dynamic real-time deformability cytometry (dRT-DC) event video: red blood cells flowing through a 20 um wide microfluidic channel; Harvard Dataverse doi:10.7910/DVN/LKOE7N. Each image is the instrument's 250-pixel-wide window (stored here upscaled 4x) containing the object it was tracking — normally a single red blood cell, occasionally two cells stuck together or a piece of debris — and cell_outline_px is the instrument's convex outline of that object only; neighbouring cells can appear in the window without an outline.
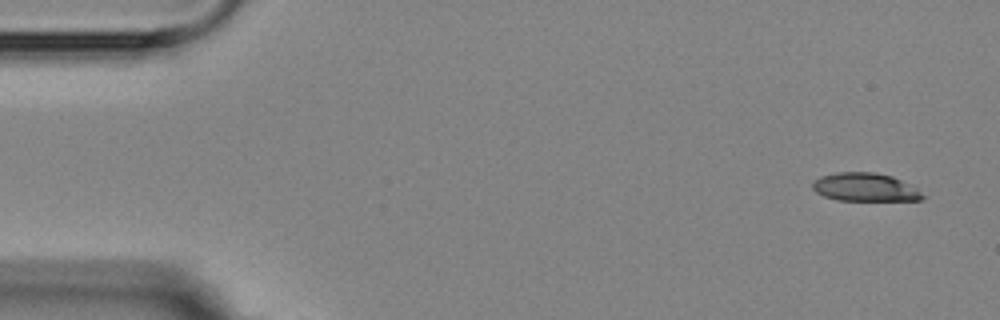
{"species": "Egyptian fruit bat (a non-hibernating species)", "species_latin": "Rousettus aegyptiacus", "temperature_condition": "room temperature", "stored_images_in_passage": 8, "camera_frame_rate_fps": 3000, "um_per_image_px": 0.085, "animal": {"sex": "female"}, "frame": {"image": 1, "passage_image": 1, "time_ms": 0.0, "image_size_px": [1000, 320], "cell_outline_px": [[928, 196], [920, 200], [836, 200], [824, 196], [816, 192], [812, 188], [812, 184], [820, 176], [836, 172], [876, 172], [892, 176], [916, 188]], "centroid_in_image_um": [73.54, 15.91], "position_along_channel_um": 11.5, "area_um2": 18.15}}
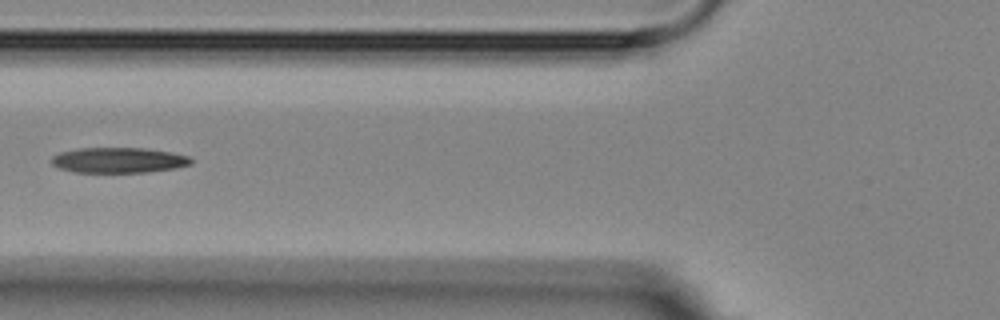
{"frame": {"image": 2, "passage_image": 6, "time_ms": 6.0, "image_size_px": [1000, 320], "cell_outline_px": [[192, 164], [176, 168], [148, 172], [76, 172], [60, 168], [52, 164], [52, 156], [60, 152], [76, 148], [144, 148], [168, 152], [188, 156], [192, 160]], "centroid_in_image_um": [10.07, 13.61], "position_along_channel_um": 115.7, "area_um2": 20.52}}
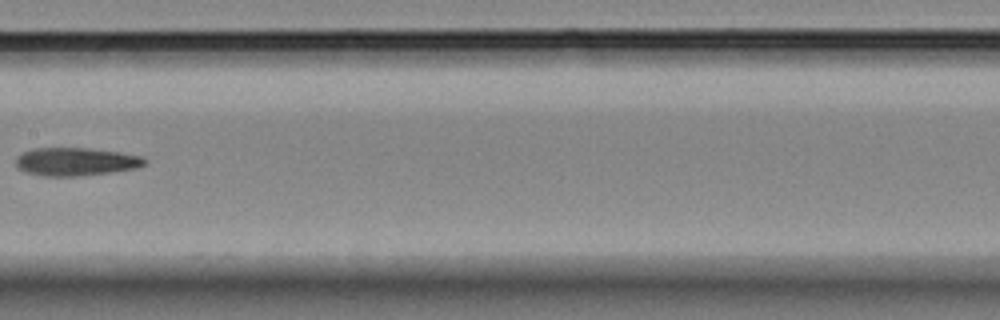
{"frame": {"image": 3, "passage_image": 8, "time_ms": 8.333, "image_size_px": [1000, 320], "cell_outline_px": [[148, 160], [144, 164], [136, 168], [108, 172], [76, 176], [44, 176], [28, 172], [16, 168], [16, 156], [32, 148], [88, 148], [144, 156]], "centroid_in_image_um": [6.42, 13.73], "position_along_channel_um": 201.0, "area_um2": 20.92}}